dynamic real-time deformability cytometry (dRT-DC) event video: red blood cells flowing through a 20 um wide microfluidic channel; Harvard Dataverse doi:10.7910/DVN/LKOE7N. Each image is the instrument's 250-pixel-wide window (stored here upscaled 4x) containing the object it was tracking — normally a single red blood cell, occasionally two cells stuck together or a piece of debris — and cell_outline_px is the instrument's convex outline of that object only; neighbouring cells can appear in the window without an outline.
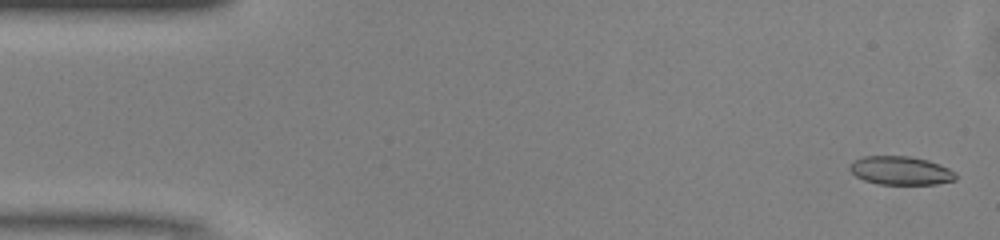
{"species": "common noctule bat (a hibernating species)", "species_latin": "Nyctalus noctula", "temperature_condition": "warm", "stored_images_in_passage": 50, "camera_frame_rate_fps": 3000, "um_per_image_px": 0.085, "animal": {"sex": "male", "body_mass_g": 13.0, "forearm_length_mm": 53.1}, "frame": {"image": 1, "passage_image": 2, "time_ms": 0.333, "image_size_px": [1000, 240], "cell_outline_px": [[956, 180], [936, 184], [876, 184], [864, 180], [856, 176], [848, 168], [848, 164], [864, 156], [908, 156], [928, 160], [948, 168], [956, 172]], "centroid_in_image_um": [76.55, 14.5], "position_along_channel_um": 8.5, "area_um2": 17.63}}
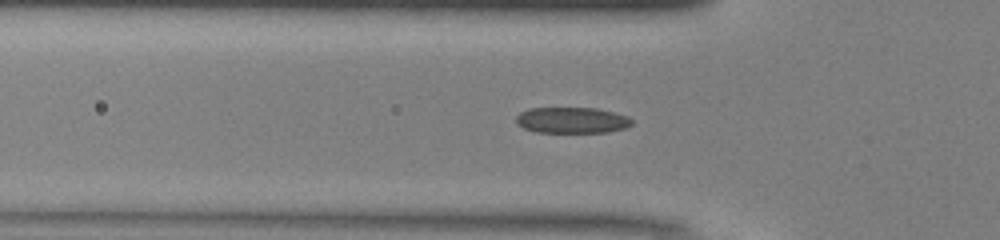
{"frame": {"image": 2, "passage_image": 16, "time_ms": 5.0, "image_size_px": [1000, 240], "cell_outline_px": [[632, 124], [624, 128], [608, 132], [536, 132], [524, 128], [516, 124], [516, 116], [520, 112], [528, 108], [596, 108], [628, 116], [632, 120]], "centroid_in_image_um": [48.58, 10.21], "position_along_channel_um": 77.2, "area_um2": 17.51}}
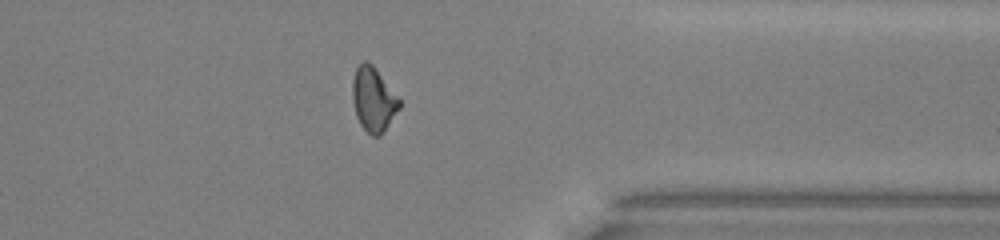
{"frame": {"image": 3, "passage_image": 39, "time_ms": 12.667, "image_size_px": [1000, 240], "cell_outline_px": [[400, 108], [380, 136], [372, 136], [360, 124], [356, 116], [352, 100], [352, 80], [356, 68], [364, 60], [368, 60], [372, 64], [400, 100]], "centroid_in_image_um": [31.71, 8.44], "position_along_channel_um": 379.7, "area_um2": 17.4}, "authors_computed_cell_mechanics": {"area_um2": 17.7446, "velocity_mm_per_s": 4.1151, "shape_relaxation_time_tau1_ms": 5.4552, "shape_relaxation_time_tau2_ms": 1.8364, "deformation_change_tau1": 0.1427, "deformation_change_tau2": 0.0874}}